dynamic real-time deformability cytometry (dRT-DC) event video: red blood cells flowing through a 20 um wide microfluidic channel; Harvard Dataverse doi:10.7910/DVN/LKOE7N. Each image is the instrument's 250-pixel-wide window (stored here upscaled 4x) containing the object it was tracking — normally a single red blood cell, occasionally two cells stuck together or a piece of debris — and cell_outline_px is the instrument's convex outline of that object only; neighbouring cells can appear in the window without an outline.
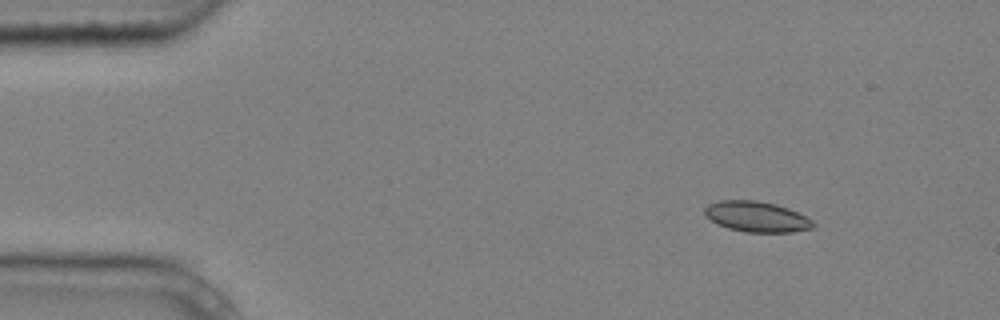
{"species": "common noctule bat (a hibernating species)", "species_latin": "Nyctalus noctula", "temperature_condition": "cold", "stored_images_in_passage": 6, "camera_frame_rate_fps": 3000, "um_per_image_px": 0.085, "animal": {"sex": "male", "body_mass_g": 20.4}, "frame": {"image": 1, "passage_image": 1, "time_ms": 0.0, "image_size_px": [1000, 320], "cell_outline_px": [[816, 224], [812, 228], [792, 232], [744, 232], [728, 228], [716, 224], [704, 216], [704, 208], [708, 204], [720, 200], [756, 200], [776, 204], [788, 208], [812, 220]], "centroid_in_image_um": [64.27, 18.42], "position_along_channel_um": 20.7, "area_um2": 19.42}}
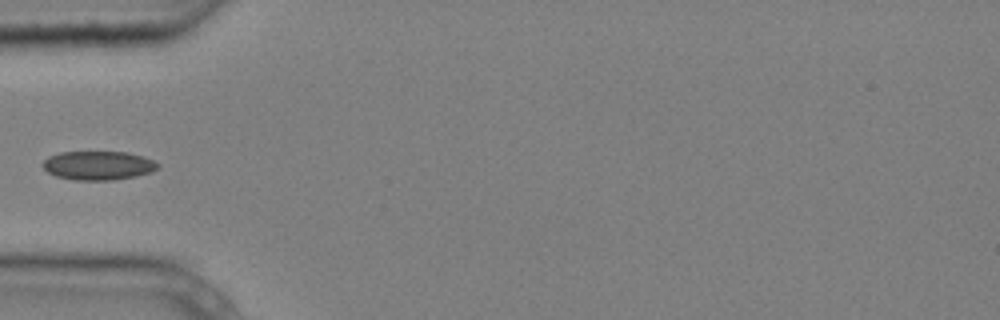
{"frame": {"image": 2, "passage_image": 4, "time_ms": 1.0, "image_size_px": [1000, 320], "cell_outline_px": [[160, 164], [152, 172], [136, 176], [112, 180], [76, 180], [56, 176], [48, 172], [40, 164], [48, 156], [60, 152], [124, 152], [144, 156]], "centroid_in_image_um": [8.33, 14.06], "position_along_channel_um": 76.7, "area_um2": 19.36}}
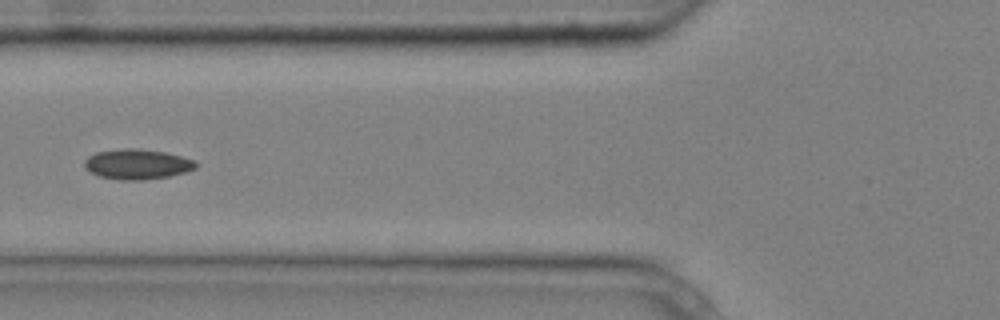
{"frame": {"image": 3, "passage_image": 5, "time_ms": 1.333, "image_size_px": [1000, 320], "cell_outline_px": [[196, 168], [184, 172], [168, 176], [144, 180], [120, 180], [100, 176], [84, 168], [84, 160], [88, 156], [96, 152], [124, 148], [132, 148], [164, 152], [196, 160]], "centroid_in_image_um": [11.64, 13.95], "position_along_channel_um": 114.2, "area_um2": 19.42}}